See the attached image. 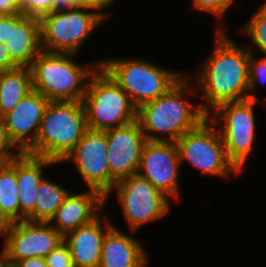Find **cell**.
Returning a JSON list of instances; mask_svg holds the SVG:
<instances>
[{
  "label": "cell",
  "instance_id": "5",
  "mask_svg": "<svg viewBox=\"0 0 266 267\" xmlns=\"http://www.w3.org/2000/svg\"><path fill=\"white\" fill-rule=\"evenodd\" d=\"M82 102L89 130L104 132L137 118L130 97L100 66L89 77Z\"/></svg>",
  "mask_w": 266,
  "mask_h": 267
},
{
  "label": "cell",
  "instance_id": "4",
  "mask_svg": "<svg viewBox=\"0 0 266 267\" xmlns=\"http://www.w3.org/2000/svg\"><path fill=\"white\" fill-rule=\"evenodd\" d=\"M82 101H49L27 154L61 163L87 131Z\"/></svg>",
  "mask_w": 266,
  "mask_h": 267
},
{
  "label": "cell",
  "instance_id": "13",
  "mask_svg": "<svg viewBox=\"0 0 266 267\" xmlns=\"http://www.w3.org/2000/svg\"><path fill=\"white\" fill-rule=\"evenodd\" d=\"M180 165V155L176 143L147 141L136 174L148 180L168 198L169 196L177 197L179 195Z\"/></svg>",
  "mask_w": 266,
  "mask_h": 267
},
{
  "label": "cell",
  "instance_id": "20",
  "mask_svg": "<svg viewBox=\"0 0 266 267\" xmlns=\"http://www.w3.org/2000/svg\"><path fill=\"white\" fill-rule=\"evenodd\" d=\"M136 238L112 226L106 233L98 267H145L147 253Z\"/></svg>",
  "mask_w": 266,
  "mask_h": 267
},
{
  "label": "cell",
  "instance_id": "7",
  "mask_svg": "<svg viewBox=\"0 0 266 267\" xmlns=\"http://www.w3.org/2000/svg\"><path fill=\"white\" fill-rule=\"evenodd\" d=\"M96 10L95 8L71 7L42 16L39 19L42 50L77 54L87 37L109 17V14L96 12Z\"/></svg>",
  "mask_w": 266,
  "mask_h": 267
},
{
  "label": "cell",
  "instance_id": "8",
  "mask_svg": "<svg viewBox=\"0 0 266 267\" xmlns=\"http://www.w3.org/2000/svg\"><path fill=\"white\" fill-rule=\"evenodd\" d=\"M257 99L226 102L211 111L214 116L208 119L216 126L222 122L218 131L229 161L241 172L252 151L255 138L254 105Z\"/></svg>",
  "mask_w": 266,
  "mask_h": 267
},
{
  "label": "cell",
  "instance_id": "10",
  "mask_svg": "<svg viewBox=\"0 0 266 267\" xmlns=\"http://www.w3.org/2000/svg\"><path fill=\"white\" fill-rule=\"evenodd\" d=\"M113 189L131 230L157 221L170 210V198L137 174L116 182Z\"/></svg>",
  "mask_w": 266,
  "mask_h": 267
},
{
  "label": "cell",
  "instance_id": "17",
  "mask_svg": "<svg viewBox=\"0 0 266 267\" xmlns=\"http://www.w3.org/2000/svg\"><path fill=\"white\" fill-rule=\"evenodd\" d=\"M105 205V197L97 190L88 189L80 194L69 192L49 223L55 220V225L53 222L51 226L64 237L100 216L98 212L104 210Z\"/></svg>",
  "mask_w": 266,
  "mask_h": 267
},
{
  "label": "cell",
  "instance_id": "31",
  "mask_svg": "<svg viewBox=\"0 0 266 267\" xmlns=\"http://www.w3.org/2000/svg\"><path fill=\"white\" fill-rule=\"evenodd\" d=\"M71 7L89 8V0H54V11L67 10Z\"/></svg>",
  "mask_w": 266,
  "mask_h": 267
},
{
  "label": "cell",
  "instance_id": "36",
  "mask_svg": "<svg viewBox=\"0 0 266 267\" xmlns=\"http://www.w3.org/2000/svg\"><path fill=\"white\" fill-rule=\"evenodd\" d=\"M0 267H8L5 259L4 251L0 254Z\"/></svg>",
  "mask_w": 266,
  "mask_h": 267
},
{
  "label": "cell",
  "instance_id": "18",
  "mask_svg": "<svg viewBox=\"0 0 266 267\" xmlns=\"http://www.w3.org/2000/svg\"><path fill=\"white\" fill-rule=\"evenodd\" d=\"M57 165L53 160L22 153L16 157V181L20 204V221L35 222L37 188L43 176L44 168Z\"/></svg>",
  "mask_w": 266,
  "mask_h": 267
},
{
  "label": "cell",
  "instance_id": "1",
  "mask_svg": "<svg viewBox=\"0 0 266 267\" xmlns=\"http://www.w3.org/2000/svg\"><path fill=\"white\" fill-rule=\"evenodd\" d=\"M222 26H217L214 51L204 60L199 72L195 73V89L205 100V104L200 105L208 117L211 111L223 103L249 99L251 53L245 46L239 47L228 38Z\"/></svg>",
  "mask_w": 266,
  "mask_h": 267
},
{
  "label": "cell",
  "instance_id": "3",
  "mask_svg": "<svg viewBox=\"0 0 266 267\" xmlns=\"http://www.w3.org/2000/svg\"><path fill=\"white\" fill-rule=\"evenodd\" d=\"M74 56L77 54L42 50L29 67L32 89L49 101H82L88 79L100 62L82 66L73 60Z\"/></svg>",
  "mask_w": 266,
  "mask_h": 267
},
{
  "label": "cell",
  "instance_id": "34",
  "mask_svg": "<svg viewBox=\"0 0 266 267\" xmlns=\"http://www.w3.org/2000/svg\"><path fill=\"white\" fill-rule=\"evenodd\" d=\"M10 226L11 221L0 210V235H2V237L4 236L5 238Z\"/></svg>",
  "mask_w": 266,
  "mask_h": 267
},
{
  "label": "cell",
  "instance_id": "19",
  "mask_svg": "<svg viewBox=\"0 0 266 267\" xmlns=\"http://www.w3.org/2000/svg\"><path fill=\"white\" fill-rule=\"evenodd\" d=\"M104 223V225L101 223L98 216L92 222L70 231L64 236V242L70 249L74 267L99 266L105 235L113 226L108 220Z\"/></svg>",
  "mask_w": 266,
  "mask_h": 267
},
{
  "label": "cell",
  "instance_id": "26",
  "mask_svg": "<svg viewBox=\"0 0 266 267\" xmlns=\"http://www.w3.org/2000/svg\"><path fill=\"white\" fill-rule=\"evenodd\" d=\"M22 14L40 19L54 11V0H18Z\"/></svg>",
  "mask_w": 266,
  "mask_h": 267
},
{
  "label": "cell",
  "instance_id": "29",
  "mask_svg": "<svg viewBox=\"0 0 266 267\" xmlns=\"http://www.w3.org/2000/svg\"><path fill=\"white\" fill-rule=\"evenodd\" d=\"M15 143L11 140L5 124L0 119V156L7 162L20 156L23 152L13 153L11 149L15 148Z\"/></svg>",
  "mask_w": 266,
  "mask_h": 267
},
{
  "label": "cell",
  "instance_id": "32",
  "mask_svg": "<svg viewBox=\"0 0 266 267\" xmlns=\"http://www.w3.org/2000/svg\"><path fill=\"white\" fill-rule=\"evenodd\" d=\"M18 68L11 60L6 45L0 42V73Z\"/></svg>",
  "mask_w": 266,
  "mask_h": 267
},
{
  "label": "cell",
  "instance_id": "22",
  "mask_svg": "<svg viewBox=\"0 0 266 267\" xmlns=\"http://www.w3.org/2000/svg\"><path fill=\"white\" fill-rule=\"evenodd\" d=\"M0 210L11 221H20V204L16 181V158L0 168Z\"/></svg>",
  "mask_w": 266,
  "mask_h": 267
},
{
  "label": "cell",
  "instance_id": "37",
  "mask_svg": "<svg viewBox=\"0 0 266 267\" xmlns=\"http://www.w3.org/2000/svg\"><path fill=\"white\" fill-rule=\"evenodd\" d=\"M6 161L0 156V168L2 167V165L5 163Z\"/></svg>",
  "mask_w": 266,
  "mask_h": 267
},
{
  "label": "cell",
  "instance_id": "15",
  "mask_svg": "<svg viewBox=\"0 0 266 267\" xmlns=\"http://www.w3.org/2000/svg\"><path fill=\"white\" fill-rule=\"evenodd\" d=\"M0 42L18 67L29 68L42 51L40 20L22 13L0 16Z\"/></svg>",
  "mask_w": 266,
  "mask_h": 267
},
{
  "label": "cell",
  "instance_id": "27",
  "mask_svg": "<svg viewBox=\"0 0 266 267\" xmlns=\"http://www.w3.org/2000/svg\"><path fill=\"white\" fill-rule=\"evenodd\" d=\"M47 267H74L68 245L63 241L46 257Z\"/></svg>",
  "mask_w": 266,
  "mask_h": 267
},
{
  "label": "cell",
  "instance_id": "11",
  "mask_svg": "<svg viewBox=\"0 0 266 267\" xmlns=\"http://www.w3.org/2000/svg\"><path fill=\"white\" fill-rule=\"evenodd\" d=\"M106 134L87 130L74 149L61 162L72 161L87 189L100 192L107 201L116 182L111 178L107 161Z\"/></svg>",
  "mask_w": 266,
  "mask_h": 267
},
{
  "label": "cell",
  "instance_id": "24",
  "mask_svg": "<svg viewBox=\"0 0 266 267\" xmlns=\"http://www.w3.org/2000/svg\"><path fill=\"white\" fill-rule=\"evenodd\" d=\"M241 31L245 32V35L247 34L252 40V45L246 46L250 53L254 54L257 48L266 56V1L243 25Z\"/></svg>",
  "mask_w": 266,
  "mask_h": 267
},
{
  "label": "cell",
  "instance_id": "21",
  "mask_svg": "<svg viewBox=\"0 0 266 267\" xmlns=\"http://www.w3.org/2000/svg\"><path fill=\"white\" fill-rule=\"evenodd\" d=\"M32 90L31 71L18 67L0 73V119Z\"/></svg>",
  "mask_w": 266,
  "mask_h": 267
},
{
  "label": "cell",
  "instance_id": "12",
  "mask_svg": "<svg viewBox=\"0 0 266 267\" xmlns=\"http://www.w3.org/2000/svg\"><path fill=\"white\" fill-rule=\"evenodd\" d=\"M63 241L64 237L49 222H13L4 242L7 266L26 258H45Z\"/></svg>",
  "mask_w": 266,
  "mask_h": 267
},
{
  "label": "cell",
  "instance_id": "33",
  "mask_svg": "<svg viewBox=\"0 0 266 267\" xmlns=\"http://www.w3.org/2000/svg\"><path fill=\"white\" fill-rule=\"evenodd\" d=\"M9 267H47L43 257H31L12 263Z\"/></svg>",
  "mask_w": 266,
  "mask_h": 267
},
{
  "label": "cell",
  "instance_id": "14",
  "mask_svg": "<svg viewBox=\"0 0 266 267\" xmlns=\"http://www.w3.org/2000/svg\"><path fill=\"white\" fill-rule=\"evenodd\" d=\"M108 146L107 161L111 178L121 181L137 173L144 146L147 142L137 120L104 131Z\"/></svg>",
  "mask_w": 266,
  "mask_h": 267
},
{
  "label": "cell",
  "instance_id": "35",
  "mask_svg": "<svg viewBox=\"0 0 266 267\" xmlns=\"http://www.w3.org/2000/svg\"><path fill=\"white\" fill-rule=\"evenodd\" d=\"M113 2L115 0H89V8H95L101 11L102 8L112 5Z\"/></svg>",
  "mask_w": 266,
  "mask_h": 267
},
{
  "label": "cell",
  "instance_id": "16",
  "mask_svg": "<svg viewBox=\"0 0 266 267\" xmlns=\"http://www.w3.org/2000/svg\"><path fill=\"white\" fill-rule=\"evenodd\" d=\"M48 104L47 98L32 89L13 110L1 118L18 151L26 153L35 144Z\"/></svg>",
  "mask_w": 266,
  "mask_h": 267
},
{
  "label": "cell",
  "instance_id": "23",
  "mask_svg": "<svg viewBox=\"0 0 266 267\" xmlns=\"http://www.w3.org/2000/svg\"><path fill=\"white\" fill-rule=\"evenodd\" d=\"M68 193V189L44 178L37 188L35 222H49Z\"/></svg>",
  "mask_w": 266,
  "mask_h": 267
},
{
  "label": "cell",
  "instance_id": "9",
  "mask_svg": "<svg viewBox=\"0 0 266 267\" xmlns=\"http://www.w3.org/2000/svg\"><path fill=\"white\" fill-rule=\"evenodd\" d=\"M216 125L208 117L195 129L186 132L177 141L180 161H188L192 167L206 175L225 177L240 172L229 161L224 143Z\"/></svg>",
  "mask_w": 266,
  "mask_h": 267
},
{
  "label": "cell",
  "instance_id": "28",
  "mask_svg": "<svg viewBox=\"0 0 266 267\" xmlns=\"http://www.w3.org/2000/svg\"><path fill=\"white\" fill-rule=\"evenodd\" d=\"M234 1L235 0H193L192 5L197 10L208 12L216 18H222Z\"/></svg>",
  "mask_w": 266,
  "mask_h": 267
},
{
  "label": "cell",
  "instance_id": "25",
  "mask_svg": "<svg viewBox=\"0 0 266 267\" xmlns=\"http://www.w3.org/2000/svg\"><path fill=\"white\" fill-rule=\"evenodd\" d=\"M255 54H250L249 59V87H248V93L249 99H257L258 97L256 95H253L252 92L256 89V84L259 80V82H263L266 84V56L260 59H255Z\"/></svg>",
  "mask_w": 266,
  "mask_h": 267
},
{
  "label": "cell",
  "instance_id": "30",
  "mask_svg": "<svg viewBox=\"0 0 266 267\" xmlns=\"http://www.w3.org/2000/svg\"><path fill=\"white\" fill-rule=\"evenodd\" d=\"M22 9L18 0H0V16L21 14Z\"/></svg>",
  "mask_w": 266,
  "mask_h": 267
},
{
  "label": "cell",
  "instance_id": "2",
  "mask_svg": "<svg viewBox=\"0 0 266 267\" xmlns=\"http://www.w3.org/2000/svg\"><path fill=\"white\" fill-rule=\"evenodd\" d=\"M189 85V79L184 75L165 94L137 109L136 120L147 141L176 143L182 135L198 127L208 117L200 104L194 105L185 98ZM158 133L168 136H156Z\"/></svg>",
  "mask_w": 266,
  "mask_h": 267
},
{
  "label": "cell",
  "instance_id": "6",
  "mask_svg": "<svg viewBox=\"0 0 266 267\" xmlns=\"http://www.w3.org/2000/svg\"><path fill=\"white\" fill-rule=\"evenodd\" d=\"M99 62V66L123 89L137 109L165 94L184 75L138 58Z\"/></svg>",
  "mask_w": 266,
  "mask_h": 267
}]
</instances>
